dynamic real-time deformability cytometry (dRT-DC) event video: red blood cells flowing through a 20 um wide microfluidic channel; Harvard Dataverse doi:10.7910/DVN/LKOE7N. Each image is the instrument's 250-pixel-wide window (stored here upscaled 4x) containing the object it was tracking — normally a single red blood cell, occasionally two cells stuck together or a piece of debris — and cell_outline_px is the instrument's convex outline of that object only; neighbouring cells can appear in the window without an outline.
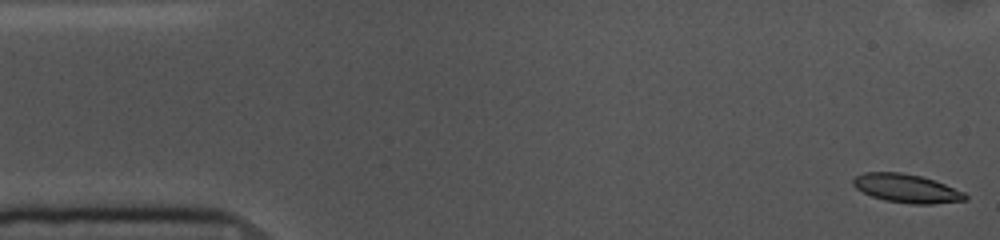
{"species": "common noctule bat (a hibernating species)", "species_latin": "Nyctalus noctula", "temperature_condition": "cold", "stored_images_in_passage": 54, "camera_frame_rate_fps": 3000, "um_per_image_px": 0.085, "animal": {"sex": "female", "body_mass_g": 10.0, "forearm_length_mm": 53.1}, "frame": {"image": 1, "passage_image": 1, "time_ms": 0.0, "image_size_px": [1000, 240], "cell_outline_px": [[968, 200], [932, 204], [912, 204], [884, 200], [872, 196], [856, 188], [852, 184], [852, 180], [856, 176], [864, 172], [900, 172], [920, 176], [944, 184], [964, 192], [968, 196]], "centroid_in_image_um": [77.06, 16.02], "position_along_channel_um": 7.9, "area_um2": 18.55}}
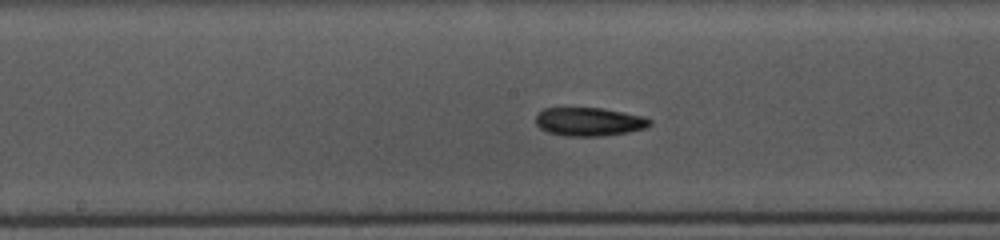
{"frame": {"image": 2, "passage_image": 26, "time_ms": 8.333, "image_size_px": [1000, 240], "cell_outline_px": [[652, 124], [644, 128], [628, 132], [600, 136], [564, 136], [548, 132], [540, 128], [536, 124], [536, 116], [544, 108], [604, 108], [644, 116], [652, 120]], "centroid_in_image_um": [50.09, 10.34], "position_along_channel_um": 198.1, "area_um2": 18.96}}
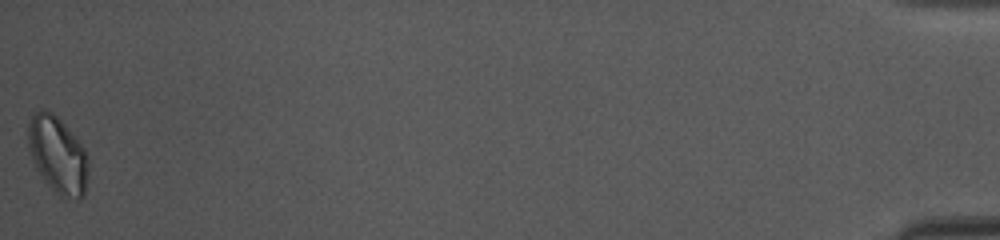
{"frame": {"image": 3, "passage_image": 54, "time_ms": 17.667, "image_size_px": [1000, 240], "cell_outline_px": [[88, 176], [84, 196], [80, 200], [60, 196], [44, 180], [36, 168], [28, 152], [28, 124], [32, 116], [40, 108], [44, 108], [52, 112], [76, 136], [84, 148], [88, 156]], "centroid_in_image_um": [4.92, 13.16], "position_along_channel_um": 430.3, "area_um2": 27.22}, "authors_computed_cell_mechanics": {"area_um2": 18.9584, "velocity_mm_per_s": 3.6003, "shape_relaxation_time_tau1_ms": 5.7519, "shape_relaxation_time_tau2_ms": null, "deformation_change_tau1": 0.1238, "deformation_change_tau2": null}}